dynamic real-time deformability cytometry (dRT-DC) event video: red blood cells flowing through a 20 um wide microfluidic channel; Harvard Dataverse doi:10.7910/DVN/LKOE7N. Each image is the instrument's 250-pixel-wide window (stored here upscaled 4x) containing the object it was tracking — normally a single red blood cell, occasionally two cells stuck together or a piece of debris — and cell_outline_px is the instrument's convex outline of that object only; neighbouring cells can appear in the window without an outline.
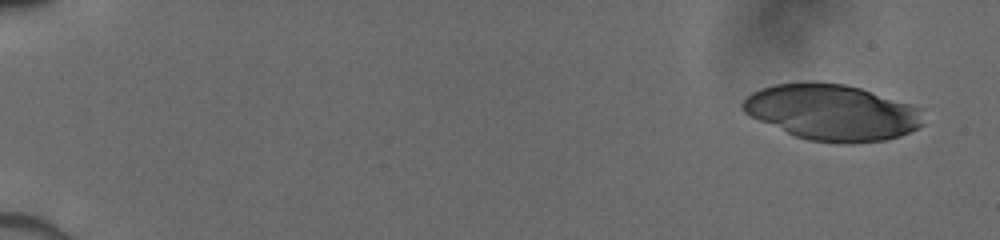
{"species": "human", "species_latin": "Homo sapiens", "temperature_condition": "cold", "stored_images_in_passage": 7, "camera_frame_rate_fps": 3000, "um_per_image_px": 0.085, "donor": {"sex": "male"}, "frame": {"image": 1, "passage_image": 1, "time_ms": 0.0, "image_size_px": [1000, 240], "cell_outline_px": [[924, 124], [900, 136], [884, 140], [852, 144], [848, 144], [808, 140], [796, 136], [760, 120], [744, 112], [740, 104], [752, 92], [760, 88], [772, 84], [844, 84], [860, 88], [920, 108]], "centroid_in_image_um": [70.74, 9.58], "position_along_channel_um": 14.3, "area_um2": 57.68}}